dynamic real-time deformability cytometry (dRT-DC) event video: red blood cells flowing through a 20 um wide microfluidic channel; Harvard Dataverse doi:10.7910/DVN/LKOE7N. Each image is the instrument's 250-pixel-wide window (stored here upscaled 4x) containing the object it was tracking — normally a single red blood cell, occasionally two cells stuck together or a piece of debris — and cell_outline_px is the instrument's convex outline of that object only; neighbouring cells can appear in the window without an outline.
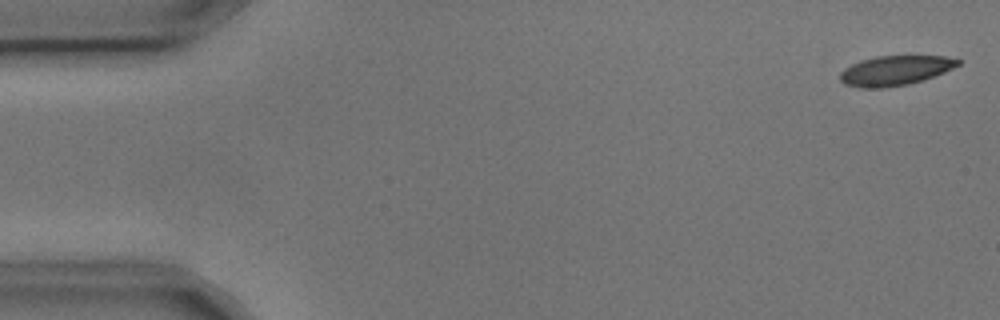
{"species": "common noctule bat (a hibernating species)", "species_latin": "Nyctalus noctula", "temperature_condition": "cold", "stored_images_in_passage": 9, "camera_frame_rate_fps": 3000, "um_per_image_px": 0.085, "animal": {"sex": "male", "body_mass_g": 17.9, "forearm_length_mm": 54.2}, "frame": {"image": 1, "passage_image": 1, "time_ms": 0.0, "image_size_px": [1000, 320], "cell_outline_px": [[960, 64], [944, 72], [924, 80], [908, 84], [884, 88], [860, 88], [844, 84], [840, 80], [840, 72], [844, 68], [860, 60], [876, 56], [944, 56], [960, 60]], "centroid_in_image_um": [76.05, 6.0], "position_along_channel_um": 8.9, "area_um2": 20.46}}
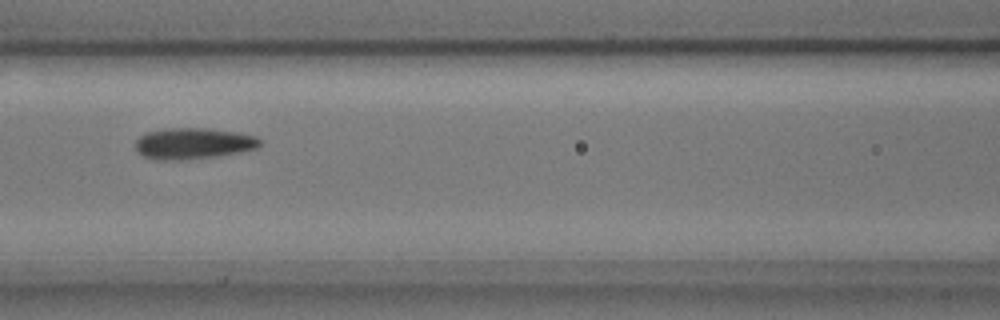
{"frame": {"image": 2, "passage_image": 6, "time_ms": 1.667, "image_size_px": [1000, 320], "cell_outline_px": [[264, 144], [256, 148], [240, 152], [216, 156], [180, 160], [152, 160], [136, 152], [136, 140], [140, 136], [148, 132], [164, 128], [204, 128], [240, 132], [256, 136], [264, 140]], "centroid_in_image_um": [16.46, 12.19], "position_along_channel_um": 150.1, "area_um2": 22.95}}
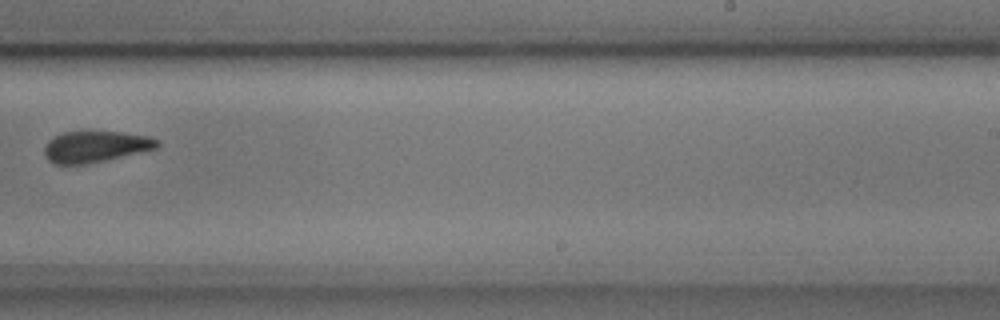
{"frame": {"image": 3, "passage_image": 9, "time_ms": 2.667, "image_size_px": [1000, 320], "cell_outline_px": [[160, 148], [104, 160], [84, 164], [52, 164], [44, 156], [44, 148], [48, 140], [64, 132], [120, 132], [148, 136], [160, 140]], "centroid_in_image_um": [8.13, 12.47], "position_along_channel_um": 280.9, "area_um2": 20.52}}